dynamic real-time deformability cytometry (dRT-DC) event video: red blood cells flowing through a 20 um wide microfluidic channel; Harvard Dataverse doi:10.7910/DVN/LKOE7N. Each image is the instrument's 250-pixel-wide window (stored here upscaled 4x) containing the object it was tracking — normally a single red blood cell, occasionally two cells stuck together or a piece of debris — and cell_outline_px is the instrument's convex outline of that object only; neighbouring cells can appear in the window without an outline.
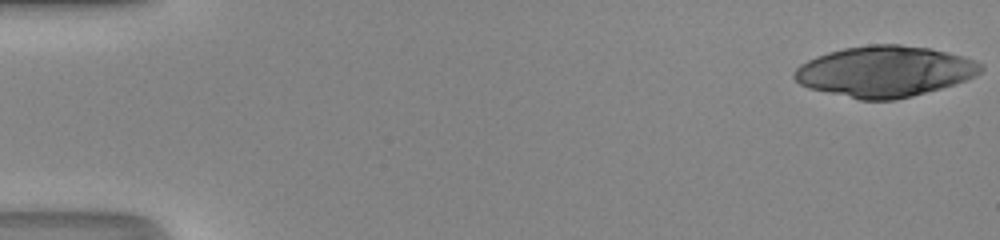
{"species": "human", "species_latin": "Homo sapiens", "temperature_condition": "room temperature", "stored_images_in_passage": 27, "camera_frame_rate_fps": 3000, "um_per_image_px": 0.085, "donor": {"sex": "male"}, "frame": {"image": 1, "passage_image": 1, "time_ms": 0.0, "image_size_px": [1000, 240], "cell_outline_px": [[984, 68], [980, 72], [968, 80], [912, 96], [896, 100], [860, 100], [808, 88], [800, 84], [792, 76], [792, 72], [800, 64], [816, 56], [828, 52], [844, 48], [872, 44], [900, 44], [928, 48], [964, 56], [976, 60], [984, 64]], "centroid_in_image_um": [75.2, 6.07], "position_along_channel_um": 9.8, "area_um2": 55.49}}